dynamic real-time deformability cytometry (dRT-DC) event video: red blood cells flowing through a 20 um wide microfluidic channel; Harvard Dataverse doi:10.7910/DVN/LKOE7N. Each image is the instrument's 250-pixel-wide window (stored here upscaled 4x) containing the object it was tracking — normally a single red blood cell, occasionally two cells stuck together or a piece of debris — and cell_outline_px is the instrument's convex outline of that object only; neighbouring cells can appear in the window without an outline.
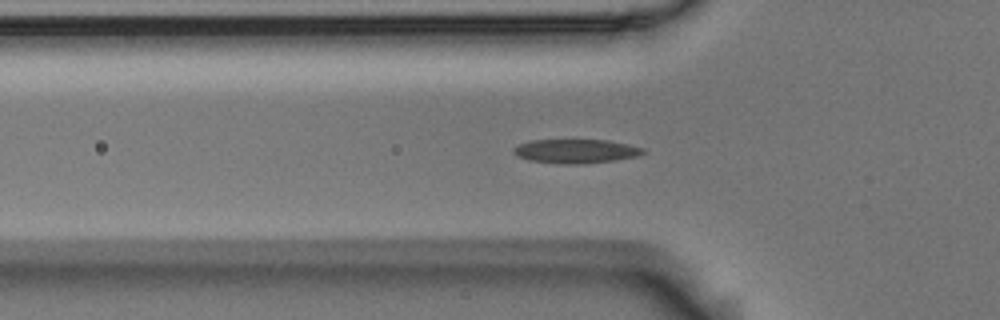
{"species": "Egyptian fruit bat (a non-hibernating species)", "species_latin": "Rousettus aegyptiacus", "temperature_condition": "room temperature", "stored_images_in_passage": 51, "camera_frame_rate_fps": 3000, "um_per_image_px": 0.085, "animal": {"sex": "male"}, "frame": {"image": 1, "passage_image": 13, "time_ms": 4.0, "image_size_px": [1000, 320], "cell_outline_px": [[644, 152], [640, 156], [584, 164], [560, 164], [528, 160], [516, 156], [512, 152], [512, 148], [520, 144], [532, 140], [608, 140], [628, 144], [644, 148]], "centroid_in_image_um": [48.92, 12.85], "position_along_channel_um": 76.9, "area_um2": 18.21}}
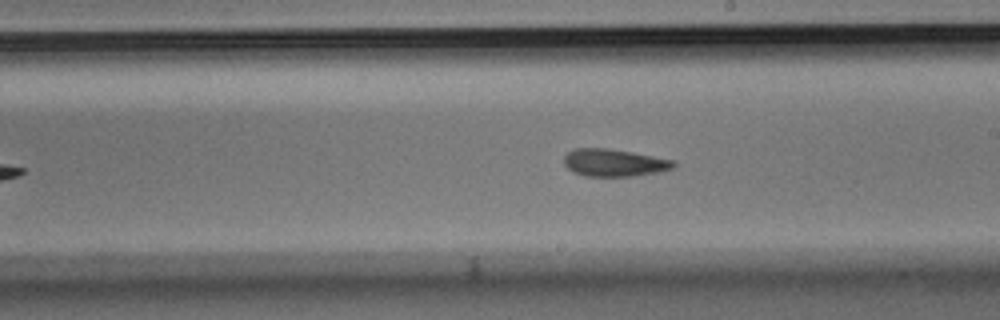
{"frame": {"image": 2, "passage_image": 26, "time_ms": 8.333, "image_size_px": [1000, 320], "cell_outline_px": [[676, 164], [672, 168], [660, 172], [636, 176], [584, 176], [572, 172], [564, 164], [564, 156], [568, 152], [576, 148], [608, 148], [632, 152], [676, 160]], "centroid_in_image_um": [52.21, 13.83], "position_along_channel_um": 236.8, "area_um2": 17.69}}
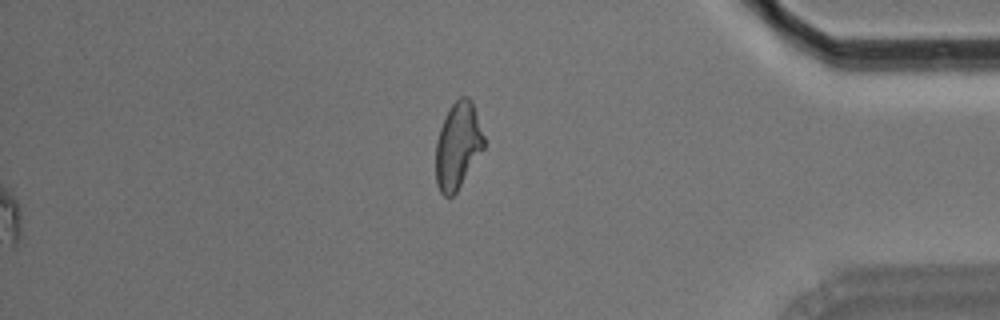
{"frame": {"image": 3, "passage_image": 51, "time_ms": 16.667, "image_size_px": [1000, 320], "cell_outline_px": [[484, 148], [456, 192], [452, 196], [444, 196], [440, 192], [436, 184], [436, 140], [440, 128], [452, 104], [460, 96], [468, 96], [472, 100], [484, 136]], "centroid_in_image_um": [38.91, 12.38], "position_along_channel_um": 396.3, "area_um2": 24.04}, "authors_computed_cell_mechanics": {"area_um2": 17.9758, "velocity_mm_per_s": 3.6666, "shape_relaxation_time_tau1_ms": 5.5527, "shape_relaxation_time_tau2_ms": 4.1593, "deformation_change_tau1": 0.1377, "deformation_change_tau2": 0.105}}